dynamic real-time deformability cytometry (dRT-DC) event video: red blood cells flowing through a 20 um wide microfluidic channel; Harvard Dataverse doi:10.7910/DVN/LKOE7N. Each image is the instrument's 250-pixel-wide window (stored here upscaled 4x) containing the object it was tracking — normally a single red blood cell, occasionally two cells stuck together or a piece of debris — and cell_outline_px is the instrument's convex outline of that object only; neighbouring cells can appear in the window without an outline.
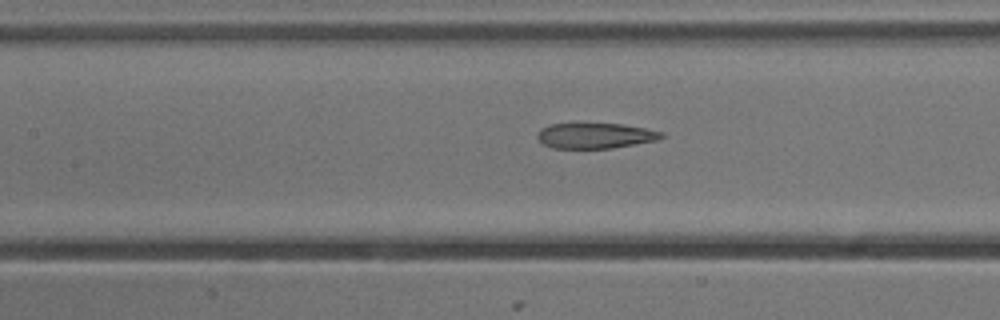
{"species": "common noctule bat (a hibernating species)", "species_latin": "Nyctalus noctula", "temperature_condition": "cold", "stored_images_in_passage": 9, "segment_of_instrument_passage": [2, 2], "camera_frame_rate_fps": 3000, "um_per_image_px": 0.085, "animal": {"sex": "male", "body_mass_g": 13.3}, "frame": {"image": 1, "passage_image": 9, "time_ms": 2.667, "image_size_px": [1000, 320], "cell_outline_px": [[664, 136], [656, 140], [612, 148], [552, 148], [544, 144], [536, 136], [536, 132], [540, 128], [548, 124], [572, 120], [624, 124], [664, 132]], "centroid_in_image_um": [50.5, 11.46], "position_along_channel_um": 156.9, "area_um2": 19.42}}